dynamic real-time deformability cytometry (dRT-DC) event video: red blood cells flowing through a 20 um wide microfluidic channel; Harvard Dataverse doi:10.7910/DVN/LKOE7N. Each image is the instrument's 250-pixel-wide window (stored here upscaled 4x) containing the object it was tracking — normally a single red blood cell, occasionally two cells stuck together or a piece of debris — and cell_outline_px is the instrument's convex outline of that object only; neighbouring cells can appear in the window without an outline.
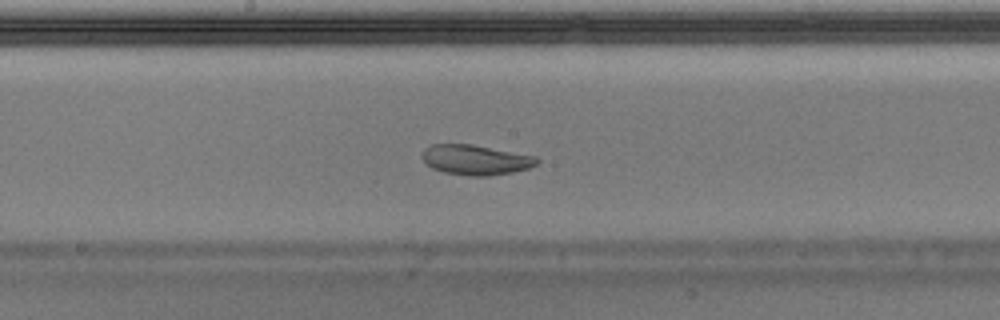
{"species": "Egyptian fruit bat (a non-hibernating species)", "species_latin": "Rousettus aegyptiacus", "temperature_condition": "warm", "stored_images_in_passage": 51, "segment_of_instrument_passage": [1, 2], "camera_frame_rate_fps": 3000, "um_per_image_px": 0.085, "animal": {"sex": "male"}, "frame": {"image": 1, "passage_image": 27, "time_ms": 8.667, "image_size_px": [1000, 320], "cell_outline_px": [[540, 160], [536, 164], [528, 168], [512, 172], [488, 176], [468, 176], [444, 172], [432, 168], [420, 156], [424, 148], [432, 144], [472, 144], [536, 156]], "centroid_in_image_um": [40.41, 13.58], "position_along_channel_um": 207.8, "area_um2": 20.11}}
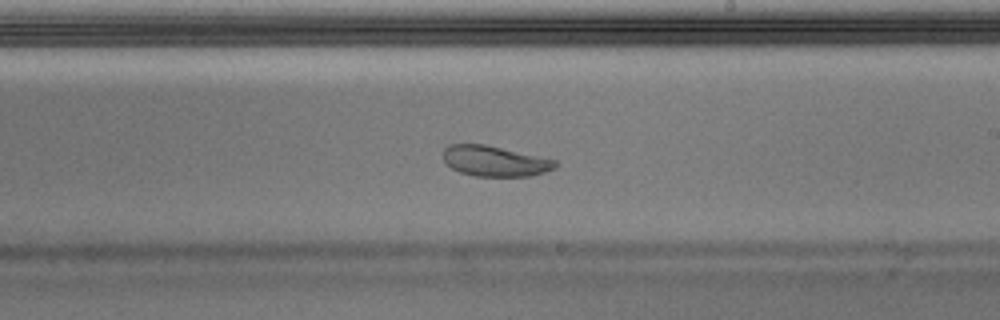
{"frame": {"image": 2, "passage_image": 30, "time_ms": 9.667, "image_size_px": [1000, 320], "cell_outline_px": [[556, 168], [532, 176], [476, 176], [460, 172], [452, 168], [444, 160], [444, 148], [448, 144], [484, 144], [556, 160]], "centroid_in_image_um": [42.05, 13.69], "position_along_channel_um": 246.9, "area_um2": 19.71}}